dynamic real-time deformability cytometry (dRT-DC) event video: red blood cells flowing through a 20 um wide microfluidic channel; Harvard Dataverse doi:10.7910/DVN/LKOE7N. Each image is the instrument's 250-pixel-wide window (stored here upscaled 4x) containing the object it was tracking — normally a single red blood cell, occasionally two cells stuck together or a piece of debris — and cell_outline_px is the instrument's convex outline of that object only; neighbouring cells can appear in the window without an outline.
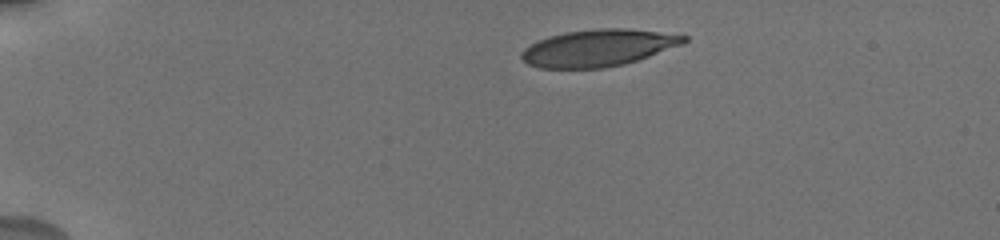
{"species": "human", "species_latin": "Homo sapiens", "temperature_condition": "cold", "stored_images_in_passage": 30, "camera_frame_rate_fps": 3000, "um_per_image_px": 0.085, "donor": {"sex": "male"}, "frame": {"image": 1, "passage_image": 1, "time_ms": 0.0, "image_size_px": [1000, 240], "cell_outline_px": [[688, 40], [684, 44], [624, 64], [604, 68], [540, 68], [528, 64], [520, 56], [520, 52], [524, 48], [548, 36], [568, 32], [600, 28], [628, 28], [688, 36]], "centroid_in_image_um": [50.85, 4.07], "position_along_channel_um": 34.1, "area_um2": 34.68}}
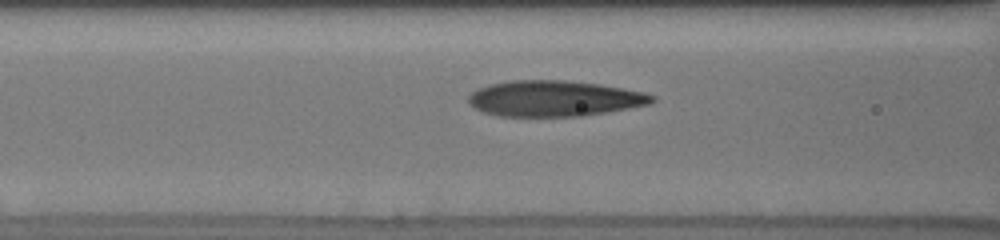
{"frame": {"image": 2, "passage_image": 10, "time_ms": 4.333, "image_size_px": [1000, 240], "cell_outline_px": [[656, 100], [652, 104], [580, 116], [500, 116], [484, 112], [468, 104], [468, 96], [472, 92], [488, 84], [512, 80], [564, 80], [600, 84], [644, 92], [656, 96]], "centroid_in_image_um": [47.12, 8.36], "position_along_channel_um": 119.5, "area_um2": 38.26}}
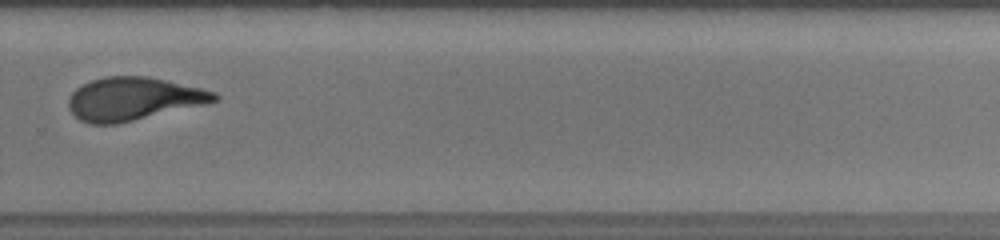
{"frame": {"image": 3, "passage_image": 20, "time_ms": 9.667, "image_size_px": [1000, 240], "cell_outline_px": [[220, 96], [216, 100], [200, 104], [116, 124], [88, 124], [80, 120], [68, 108], [68, 100], [72, 92], [76, 88], [92, 80], [104, 76], [148, 76], [200, 88], [216, 92]], "centroid_in_image_um": [11.26, 8.39], "position_along_channel_um": 318.5, "area_um2": 35.89}, "authors_computed_cell_mechanics": {"area_um2": 36.8764, "velocity_mm_per_s": 3.7428, "shape_relaxation_time_tau1_ms": 5.6015, "shape_relaxation_time_tau2_ms": 1.4235, "deformation_change_tau1": 0.225, "deformation_change_tau2": 0.1026}}